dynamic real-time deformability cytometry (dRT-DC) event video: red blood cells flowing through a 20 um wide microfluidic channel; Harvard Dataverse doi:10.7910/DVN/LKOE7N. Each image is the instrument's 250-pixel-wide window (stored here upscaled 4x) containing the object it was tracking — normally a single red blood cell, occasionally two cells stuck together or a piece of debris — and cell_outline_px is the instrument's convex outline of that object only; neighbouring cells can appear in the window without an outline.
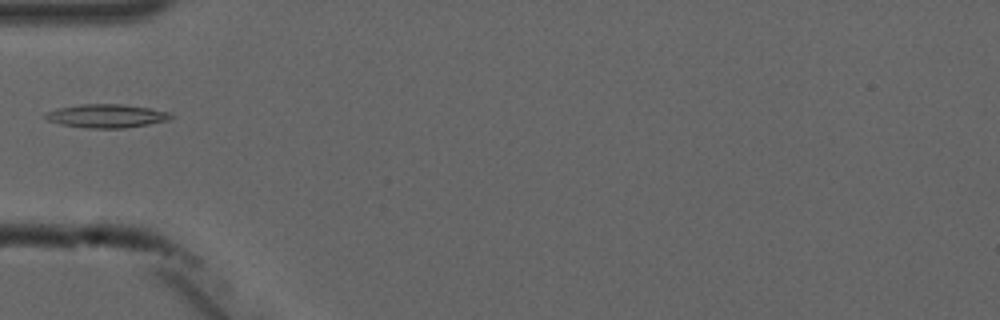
{"species": "common noctule bat (a hibernating species)", "species_latin": "Nyctalus noctula", "temperature_condition": "cold", "stored_images_in_passage": 8, "camera_frame_rate_fps": 3000, "um_per_image_px": 0.085, "animal": {"sex": "male", "forearm_length_mm": 52.5}, "frame": {"image": 1, "passage_image": 5, "time_ms": 4.667, "image_size_px": [1000, 320], "cell_outline_px": [[176, 116], [168, 120], [148, 124], [124, 128], [88, 128], [60, 124], [48, 120], [44, 116], [48, 112], [56, 108], [80, 104], [124, 104], [172, 112]], "centroid_in_image_um": [9.09, 9.85], "position_along_channel_um": 75.9, "area_um2": 17.22}}
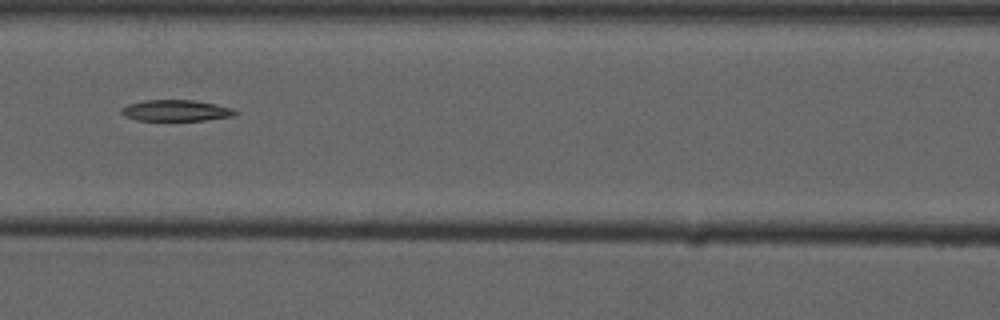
{"frame": {"image": 2, "passage_image": 7, "time_ms": 6.667, "image_size_px": [1000, 320], "cell_outline_px": [[240, 112], [232, 116], [204, 120], [136, 120], [124, 116], [120, 112], [120, 108], [128, 104], [144, 100], [192, 100], [216, 104], [232, 108]], "centroid_in_image_um": [14.93, 9.39], "position_along_channel_um": 151.7, "area_um2": 14.05}}
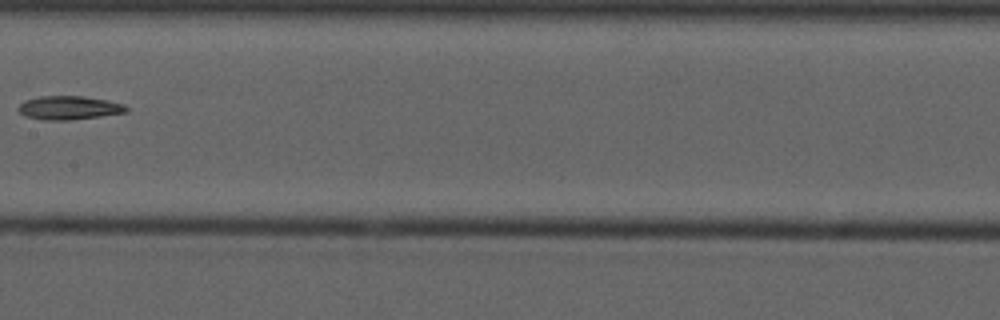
{"frame": {"image": 3, "passage_image": 8, "time_ms": 8.0, "image_size_px": [1000, 320], "cell_outline_px": [[128, 112], [100, 116], [68, 120], [44, 120], [28, 116], [20, 112], [16, 108], [24, 100], [40, 96], [84, 96], [124, 104], [128, 108]], "centroid_in_image_um": [5.86, 9.15], "position_along_channel_um": 201.5, "area_um2": 14.74}}